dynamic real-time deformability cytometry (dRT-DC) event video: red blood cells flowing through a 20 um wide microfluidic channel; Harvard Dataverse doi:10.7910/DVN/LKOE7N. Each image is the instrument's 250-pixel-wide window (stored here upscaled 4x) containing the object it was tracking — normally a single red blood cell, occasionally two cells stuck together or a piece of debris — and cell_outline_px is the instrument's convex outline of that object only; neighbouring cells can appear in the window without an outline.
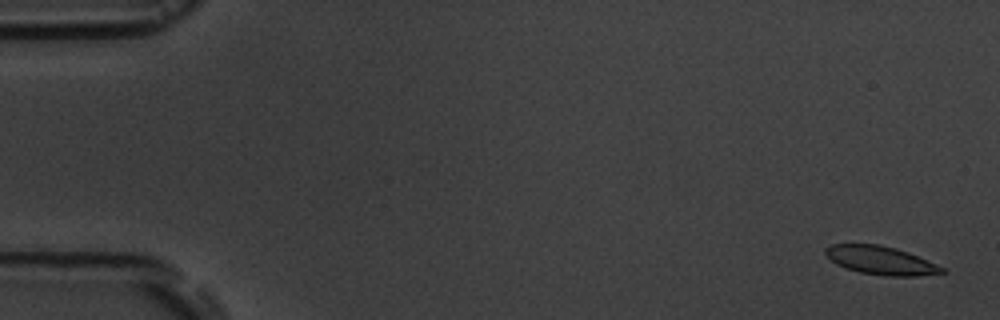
{"species": "common noctule bat (a hibernating species)", "species_latin": "Nyctalus noctula", "temperature_condition": "room temperature", "stored_images_in_passage": 6, "segment_of_instrument_passage": [1, 2], "camera_frame_rate_fps": 3000, "um_per_image_px": 0.085, "animal": {"sex": "male", "body_mass_g": 19.5, "forearm_length_mm": 54.6}, "frame": {"image": 1, "passage_image": 1, "time_ms": 0.0, "image_size_px": [1000, 320], "cell_outline_px": [[948, 272], [920, 276], [884, 276], [860, 272], [844, 268], [836, 264], [824, 252], [824, 248], [832, 244], [880, 244], [896, 248], [908, 252], [936, 264], [944, 268]], "centroid_in_image_um": [74.87, 22.13], "position_along_channel_um": 10.1, "area_um2": 19.36}}
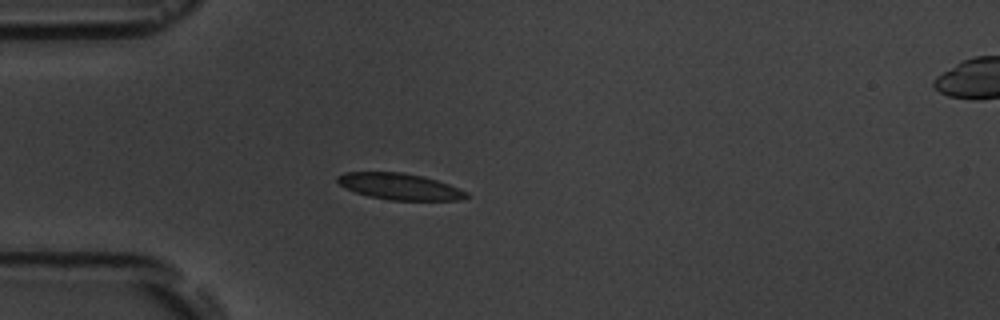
{"frame": {"image": 2, "passage_image": 5, "time_ms": 4.667, "image_size_px": [1000, 320], "cell_outline_px": [[468, 196], [460, 200], [388, 200], [368, 196], [356, 192], [340, 184], [336, 180], [336, 176], [344, 172], [400, 172], [424, 176], [448, 184], [468, 192]], "centroid_in_image_um": [33.96, 15.85], "position_along_channel_um": 51.0, "area_um2": 19.71}}